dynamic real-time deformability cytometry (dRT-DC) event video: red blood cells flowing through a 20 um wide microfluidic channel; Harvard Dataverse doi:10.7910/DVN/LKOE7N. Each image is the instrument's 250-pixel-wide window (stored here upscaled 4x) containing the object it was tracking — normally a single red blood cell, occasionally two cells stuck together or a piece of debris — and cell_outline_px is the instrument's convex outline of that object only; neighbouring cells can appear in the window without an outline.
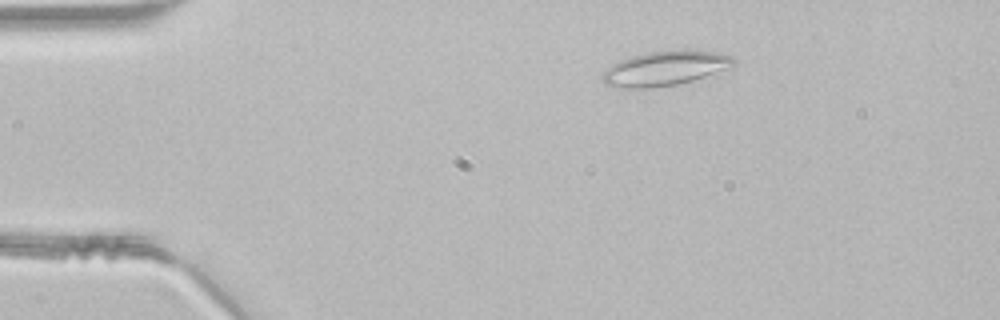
{"species": "common noctule bat (a hibernating species)", "species_latin": "Nyctalus noctula", "temperature_condition": "room temperature", "stored_images_in_passage": 40, "camera_frame_rate_fps": 3000, "um_per_image_px": 0.085, "animal": {"sex": "male", "body_mass_g": 21.5, "forearm_length_mm": 52.0}, "frame": {"image": 1, "passage_image": 1, "time_ms": 0.0, "image_size_px": [1000, 320], "cell_outline_px": [[736, 64], [704, 76], [692, 80], [676, 84], [652, 88], [612, 88], [604, 84], [604, 72], [612, 64], [620, 60], [632, 56], [648, 52], [712, 52], [732, 56], [736, 60]], "centroid_in_image_um": [56.45, 5.85], "position_along_channel_um": 28.6, "area_um2": 25.43}}
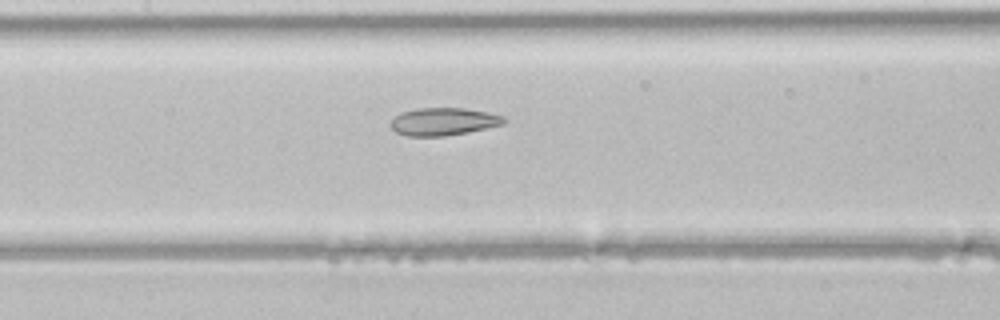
{"frame": {"image": 2, "passage_image": 15, "time_ms": 4.667, "image_size_px": [1000, 320], "cell_outline_px": [[508, 120], [504, 124], [468, 132], [444, 136], [408, 136], [396, 132], [388, 124], [400, 112], [416, 108], [464, 108], [488, 112], [504, 116]], "centroid_in_image_um": [37.7, 10.33], "position_along_channel_um": 169.7, "area_um2": 18.38}}
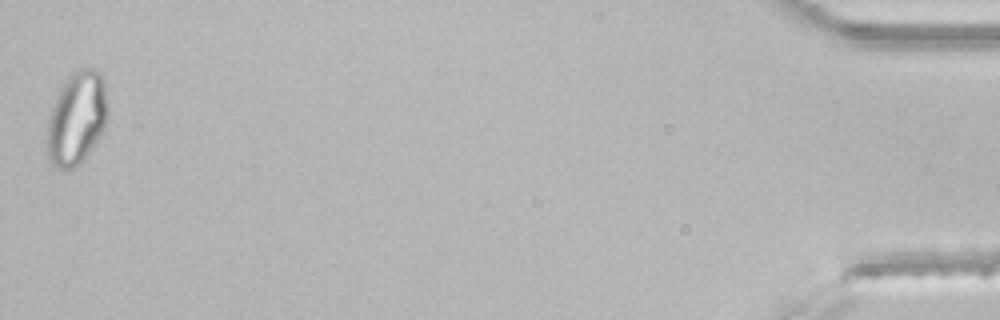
{"frame": {"image": 3, "passage_image": 40, "time_ms": 13.0, "image_size_px": [1000, 320], "cell_outline_px": [[108, 116], [104, 128], [84, 160], [76, 168], [60, 168], [52, 164], [48, 156], [48, 120], [56, 96], [60, 88], [68, 76], [72, 72], [80, 68], [92, 68], [100, 72], [104, 76], [108, 104]], "centroid_in_image_um": [6.56, 10.01], "position_along_channel_um": 428.6, "area_um2": 32.95}}